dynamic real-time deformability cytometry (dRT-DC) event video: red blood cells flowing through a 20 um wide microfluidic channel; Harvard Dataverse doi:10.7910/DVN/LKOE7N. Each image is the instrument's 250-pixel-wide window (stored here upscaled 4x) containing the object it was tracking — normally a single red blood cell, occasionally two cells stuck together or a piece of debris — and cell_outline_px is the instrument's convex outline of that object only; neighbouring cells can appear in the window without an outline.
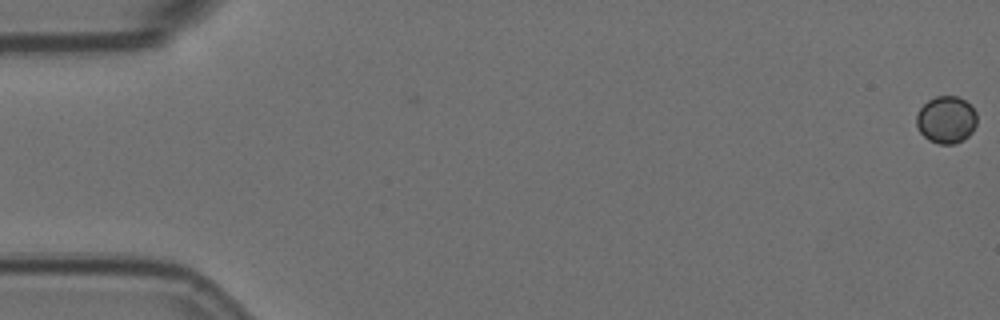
{"species": "Egyptian fruit bat (a non-hibernating species)", "species_latin": "Rousettus aegyptiacus", "temperature_condition": "room temperature", "stored_images_in_passage": 3, "camera_frame_rate_fps": 3000, "um_per_image_px": 0.085, "animal": {"sex": "female"}, "frame": {"image": 1, "passage_image": 1, "time_ms": 0.0, "image_size_px": [1000, 320], "cell_outline_px": [[976, 124], [972, 132], [964, 140], [952, 144], [940, 144], [928, 140], [920, 132], [916, 124], [916, 116], [920, 108], [928, 100], [936, 96], [956, 96], [964, 100], [976, 112]], "centroid_in_image_um": [80.42, 10.18], "position_along_channel_um": 4.6, "area_um2": 16.59}}